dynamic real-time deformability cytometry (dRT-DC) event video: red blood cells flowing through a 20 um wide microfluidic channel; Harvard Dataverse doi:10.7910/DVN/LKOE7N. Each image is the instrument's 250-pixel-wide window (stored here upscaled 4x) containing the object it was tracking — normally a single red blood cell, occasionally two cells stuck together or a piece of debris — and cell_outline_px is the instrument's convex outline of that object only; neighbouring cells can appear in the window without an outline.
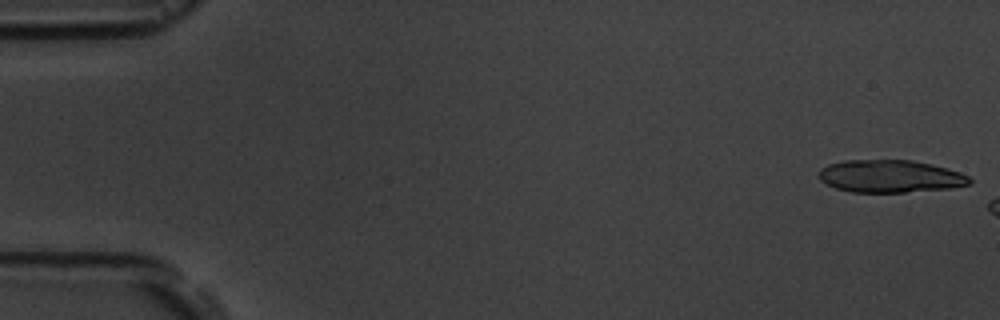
{"species": "common noctule bat (a hibernating species)", "species_latin": "Nyctalus noctula", "temperature_condition": "room temperature", "stored_images_in_passage": 3, "camera_frame_rate_fps": 3000, "um_per_image_px": 0.085, "animal": {"sex": "male", "body_mass_g": 19.5, "forearm_length_mm": 54.6}, "frame": {"image": 1, "passage_image": 1, "time_ms": 0.0, "image_size_px": [1000, 320], "cell_outline_px": [[972, 184], [948, 188], [904, 192], [852, 192], [836, 188], [820, 180], [820, 168], [828, 164], [844, 160], [912, 160], [932, 164], [960, 172], [968, 176], [972, 180]], "centroid_in_image_um": [75.68, 14.97], "position_along_channel_um": 9.3, "area_um2": 28.5}}